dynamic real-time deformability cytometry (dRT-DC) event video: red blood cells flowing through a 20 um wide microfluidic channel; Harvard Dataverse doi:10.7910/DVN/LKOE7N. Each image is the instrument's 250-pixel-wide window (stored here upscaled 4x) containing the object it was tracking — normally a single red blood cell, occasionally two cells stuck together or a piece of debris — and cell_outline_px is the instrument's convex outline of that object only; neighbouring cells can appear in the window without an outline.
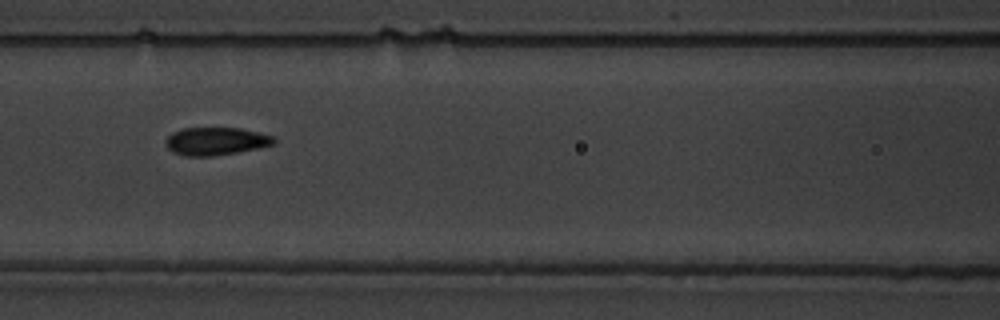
{"species": "common noctule bat (a hibernating species)", "species_latin": "Nyctalus noctula", "temperature_condition": "warm", "stored_images_in_passage": 42, "camera_frame_rate_fps": 3000, "um_per_image_px": 0.085, "animal": {"sex": "male", "body_mass_g": 19.5, "forearm_length_mm": 54.6}, "frame": {"image": 1, "passage_image": 10, "time_ms": 3.0, "image_size_px": [1000, 320], "cell_outline_px": [[276, 140], [272, 144], [260, 148], [212, 156], [184, 156], [172, 152], [164, 144], [164, 140], [172, 132], [184, 128], [240, 128], [272, 136]], "centroid_in_image_um": [18.29, 12.01], "position_along_channel_um": 148.3, "area_um2": 17.51}}
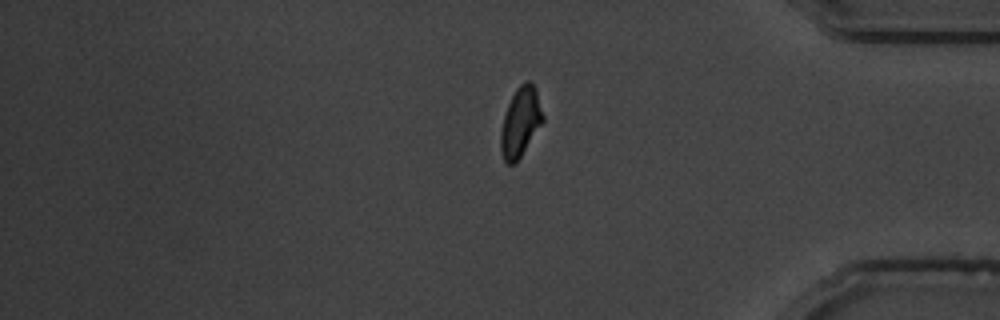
{"frame": {"image": 2, "passage_image": 32, "time_ms": 10.333, "image_size_px": [1000, 320], "cell_outline_px": [[544, 120], [516, 164], [508, 164], [504, 160], [500, 148], [500, 132], [504, 116], [508, 104], [516, 88], [524, 80], [528, 80], [536, 88], [544, 116]], "centroid_in_image_um": [44.24, 10.37], "position_along_channel_um": 391.0, "area_um2": 17.11}}
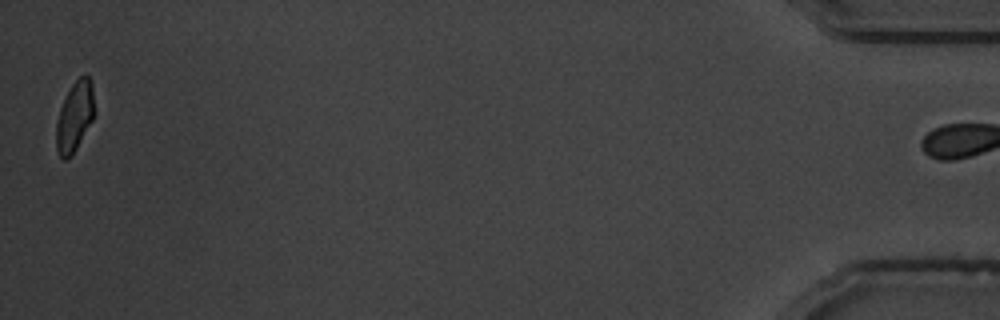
{"frame": {"image": 3, "passage_image": 41, "time_ms": 13.333, "image_size_px": [1000, 320], "cell_outline_px": [[96, 112], [92, 120], [76, 148], [68, 160], [64, 160], [60, 156], [56, 148], [56, 120], [60, 108], [72, 84], [84, 72], [92, 80]], "centroid_in_image_um": [6.37, 9.86], "position_along_channel_um": 428.8, "area_um2": 15.78}, "authors_computed_cell_mechanics": {"area_um2": 17.4556, "velocity_mm_per_s": 3.6139, "shape_relaxation_time_tau1_ms": 3.8583, "shape_relaxation_time_tau2_ms": 1.8094, "deformation_change_tau1": 0.1102, "deformation_change_tau2": 0.0824}}